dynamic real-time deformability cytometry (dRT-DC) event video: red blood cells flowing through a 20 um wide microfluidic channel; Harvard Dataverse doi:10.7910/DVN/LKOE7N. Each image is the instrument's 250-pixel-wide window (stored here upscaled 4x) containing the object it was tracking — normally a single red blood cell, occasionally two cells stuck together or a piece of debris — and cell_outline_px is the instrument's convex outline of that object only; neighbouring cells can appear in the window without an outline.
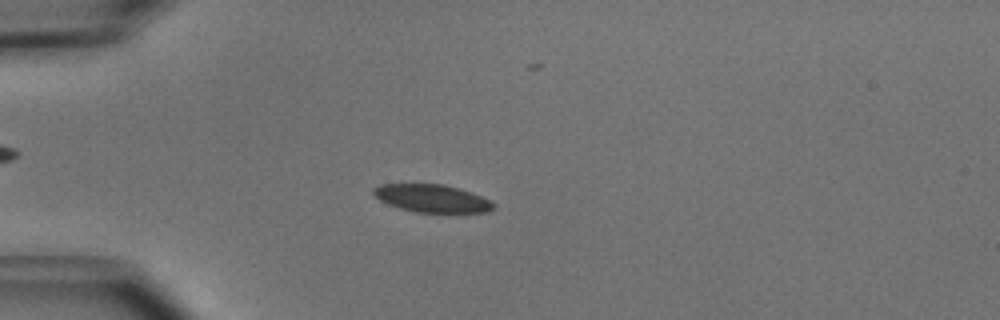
{"species": "common noctule bat (a hibernating species)", "species_latin": "Nyctalus noctula", "temperature_condition": "cold", "stored_images_in_passage": 51, "camera_frame_rate_fps": 3000, "um_per_image_px": 0.085, "animal": {"sex": "male", "body_mass_g": 15.6}, "frame": {"image": 1, "passage_image": 14, "time_ms": 4.333, "image_size_px": [1000, 320], "cell_outline_px": [[496, 208], [488, 212], [416, 212], [400, 208], [388, 204], [380, 200], [372, 192], [372, 188], [380, 184], [444, 184], [460, 188], [480, 196], [496, 204]], "centroid_in_image_um": [36.72, 16.86], "position_along_channel_um": 48.3, "area_um2": 19.36}}
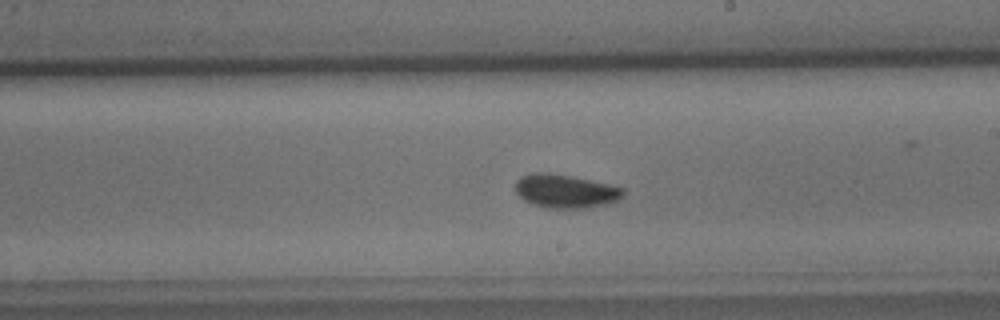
{"frame": {"image": 2, "passage_image": 30, "time_ms": 9.667, "image_size_px": [1000, 320], "cell_outline_px": [[624, 192], [616, 200], [608, 204], [588, 208], [544, 208], [524, 200], [516, 192], [516, 180], [520, 176], [532, 172], [552, 172], [572, 176], [624, 188]], "centroid_in_image_um": [48.02, 16.24], "position_along_channel_um": 241.0, "area_um2": 21.1}}
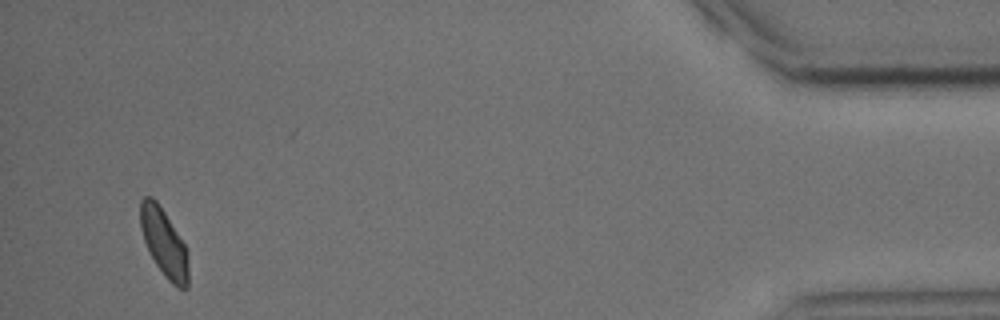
{"frame": {"image": 3, "passage_image": 49, "time_ms": 16.0, "image_size_px": [1000, 320], "cell_outline_px": [[188, 288], [176, 288], [164, 276], [148, 252], [140, 228], [140, 200], [144, 196], [152, 196], [156, 200], [164, 212], [184, 244], [188, 256]], "centroid_in_image_um": [13.92, 20.65], "position_along_channel_um": 421.3, "area_um2": 18.96}, "authors_computed_cell_mechanics": {"area_um2": 19.4786, "velocity_mm_per_s": 3.9535, "shape_relaxation_time_tau1_ms": 2.3741, "shape_relaxation_time_tau2_ms": 2.5903, "deformation_change_tau1": 0.0807, "deformation_change_tau2": 0.0534}}